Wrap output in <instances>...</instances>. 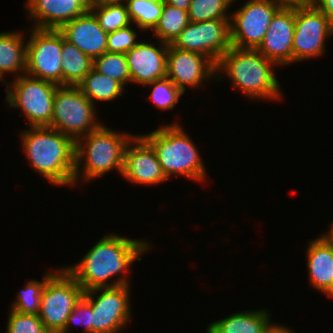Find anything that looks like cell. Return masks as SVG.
I'll list each match as a JSON object with an SVG mask.
<instances>
[{
  "label": "cell",
  "instance_id": "cell-26",
  "mask_svg": "<svg viewBox=\"0 0 333 333\" xmlns=\"http://www.w3.org/2000/svg\"><path fill=\"white\" fill-rule=\"evenodd\" d=\"M188 23V11L164 3L158 24L151 34L149 33L147 36L152 35L154 38L151 39H157L171 44Z\"/></svg>",
  "mask_w": 333,
  "mask_h": 333
},
{
  "label": "cell",
  "instance_id": "cell-28",
  "mask_svg": "<svg viewBox=\"0 0 333 333\" xmlns=\"http://www.w3.org/2000/svg\"><path fill=\"white\" fill-rule=\"evenodd\" d=\"M238 0H191L188 10L189 22L230 19L231 7Z\"/></svg>",
  "mask_w": 333,
  "mask_h": 333
},
{
  "label": "cell",
  "instance_id": "cell-17",
  "mask_svg": "<svg viewBox=\"0 0 333 333\" xmlns=\"http://www.w3.org/2000/svg\"><path fill=\"white\" fill-rule=\"evenodd\" d=\"M154 41L150 43L147 38L140 39L136 46L125 53L131 84L143 87L166 77L169 44L157 39Z\"/></svg>",
  "mask_w": 333,
  "mask_h": 333
},
{
  "label": "cell",
  "instance_id": "cell-23",
  "mask_svg": "<svg viewBox=\"0 0 333 333\" xmlns=\"http://www.w3.org/2000/svg\"><path fill=\"white\" fill-rule=\"evenodd\" d=\"M82 93L96 106L99 103H109L124 96L125 87L117 80L105 76L92 68L77 85Z\"/></svg>",
  "mask_w": 333,
  "mask_h": 333
},
{
  "label": "cell",
  "instance_id": "cell-1",
  "mask_svg": "<svg viewBox=\"0 0 333 333\" xmlns=\"http://www.w3.org/2000/svg\"><path fill=\"white\" fill-rule=\"evenodd\" d=\"M93 244L78 262L62 265L84 291L131 285L133 264L154 248L145 238L132 239L117 232H106Z\"/></svg>",
  "mask_w": 333,
  "mask_h": 333
},
{
  "label": "cell",
  "instance_id": "cell-25",
  "mask_svg": "<svg viewBox=\"0 0 333 333\" xmlns=\"http://www.w3.org/2000/svg\"><path fill=\"white\" fill-rule=\"evenodd\" d=\"M55 267V270H48L45 268L42 280L29 279L25 281L24 288L19 289L16 292V296L10 303V309L21 314L38 315L40 311L41 296L46 281L59 269ZM47 269V270H46Z\"/></svg>",
  "mask_w": 333,
  "mask_h": 333
},
{
  "label": "cell",
  "instance_id": "cell-30",
  "mask_svg": "<svg viewBox=\"0 0 333 333\" xmlns=\"http://www.w3.org/2000/svg\"><path fill=\"white\" fill-rule=\"evenodd\" d=\"M93 68L99 73L119 81L125 88L131 85L125 53L105 52L93 60Z\"/></svg>",
  "mask_w": 333,
  "mask_h": 333
},
{
  "label": "cell",
  "instance_id": "cell-31",
  "mask_svg": "<svg viewBox=\"0 0 333 333\" xmlns=\"http://www.w3.org/2000/svg\"><path fill=\"white\" fill-rule=\"evenodd\" d=\"M149 88L147 100L161 111L175 110L180 98L185 95L169 78L156 80L144 86Z\"/></svg>",
  "mask_w": 333,
  "mask_h": 333
},
{
  "label": "cell",
  "instance_id": "cell-33",
  "mask_svg": "<svg viewBox=\"0 0 333 333\" xmlns=\"http://www.w3.org/2000/svg\"><path fill=\"white\" fill-rule=\"evenodd\" d=\"M133 26V27H132ZM135 27V28H134ZM139 30V31H137ZM141 32V33H140ZM142 31L134 24L128 27L110 32L107 35V52L126 53L136 46L142 38H139ZM138 37V38H137Z\"/></svg>",
  "mask_w": 333,
  "mask_h": 333
},
{
  "label": "cell",
  "instance_id": "cell-6",
  "mask_svg": "<svg viewBox=\"0 0 333 333\" xmlns=\"http://www.w3.org/2000/svg\"><path fill=\"white\" fill-rule=\"evenodd\" d=\"M59 85L27 74L5 85V103L9 109L20 110L28 127L49 126L53 115L55 91Z\"/></svg>",
  "mask_w": 333,
  "mask_h": 333
},
{
  "label": "cell",
  "instance_id": "cell-20",
  "mask_svg": "<svg viewBox=\"0 0 333 333\" xmlns=\"http://www.w3.org/2000/svg\"><path fill=\"white\" fill-rule=\"evenodd\" d=\"M306 247L304 255L309 286L324 295L333 283V245L320 233L315 239H309Z\"/></svg>",
  "mask_w": 333,
  "mask_h": 333
},
{
  "label": "cell",
  "instance_id": "cell-5",
  "mask_svg": "<svg viewBox=\"0 0 333 333\" xmlns=\"http://www.w3.org/2000/svg\"><path fill=\"white\" fill-rule=\"evenodd\" d=\"M174 120L140 135L154 149L168 180L182 176L198 184L208 182L209 171L202 159L200 148L197 147L198 144L184 129L185 126L180 124V121Z\"/></svg>",
  "mask_w": 333,
  "mask_h": 333
},
{
  "label": "cell",
  "instance_id": "cell-40",
  "mask_svg": "<svg viewBox=\"0 0 333 333\" xmlns=\"http://www.w3.org/2000/svg\"><path fill=\"white\" fill-rule=\"evenodd\" d=\"M285 4L312 3L313 0H281Z\"/></svg>",
  "mask_w": 333,
  "mask_h": 333
},
{
  "label": "cell",
  "instance_id": "cell-2",
  "mask_svg": "<svg viewBox=\"0 0 333 333\" xmlns=\"http://www.w3.org/2000/svg\"><path fill=\"white\" fill-rule=\"evenodd\" d=\"M277 69L280 68L257 49L231 46L216 64L215 83H224L227 78L233 89L239 90L249 101L285 102Z\"/></svg>",
  "mask_w": 333,
  "mask_h": 333
},
{
  "label": "cell",
  "instance_id": "cell-8",
  "mask_svg": "<svg viewBox=\"0 0 333 333\" xmlns=\"http://www.w3.org/2000/svg\"><path fill=\"white\" fill-rule=\"evenodd\" d=\"M84 290L61 266L47 281L38 316L48 333H62Z\"/></svg>",
  "mask_w": 333,
  "mask_h": 333
},
{
  "label": "cell",
  "instance_id": "cell-9",
  "mask_svg": "<svg viewBox=\"0 0 333 333\" xmlns=\"http://www.w3.org/2000/svg\"><path fill=\"white\" fill-rule=\"evenodd\" d=\"M131 288V285H119L84 291L83 297L92 306V333H121L126 330L134 318Z\"/></svg>",
  "mask_w": 333,
  "mask_h": 333
},
{
  "label": "cell",
  "instance_id": "cell-4",
  "mask_svg": "<svg viewBox=\"0 0 333 333\" xmlns=\"http://www.w3.org/2000/svg\"><path fill=\"white\" fill-rule=\"evenodd\" d=\"M110 127L103 123L76 141L75 188L96 181L114 170L121 176L126 147L136 133Z\"/></svg>",
  "mask_w": 333,
  "mask_h": 333
},
{
  "label": "cell",
  "instance_id": "cell-24",
  "mask_svg": "<svg viewBox=\"0 0 333 333\" xmlns=\"http://www.w3.org/2000/svg\"><path fill=\"white\" fill-rule=\"evenodd\" d=\"M62 85L77 86L93 68V60L63 37Z\"/></svg>",
  "mask_w": 333,
  "mask_h": 333
},
{
  "label": "cell",
  "instance_id": "cell-11",
  "mask_svg": "<svg viewBox=\"0 0 333 333\" xmlns=\"http://www.w3.org/2000/svg\"><path fill=\"white\" fill-rule=\"evenodd\" d=\"M331 38L333 27L326 15L312 3L295 4L293 64L325 57L326 43Z\"/></svg>",
  "mask_w": 333,
  "mask_h": 333
},
{
  "label": "cell",
  "instance_id": "cell-12",
  "mask_svg": "<svg viewBox=\"0 0 333 333\" xmlns=\"http://www.w3.org/2000/svg\"><path fill=\"white\" fill-rule=\"evenodd\" d=\"M26 31L29 39L26 43L25 74L62 85V33L58 29L34 27Z\"/></svg>",
  "mask_w": 333,
  "mask_h": 333
},
{
  "label": "cell",
  "instance_id": "cell-3",
  "mask_svg": "<svg viewBox=\"0 0 333 333\" xmlns=\"http://www.w3.org/2000/svg\"><path fill=\"white\" fill-rule=\"evenodd\" d=\"M18 133L33 172L53 187H74L76 142L71 137L48 126L22 127Z\"/></svg>",
  "mask_w": 333,
  "mask_h": 333
},
{
  "label": "cell",
  "instance_id": "cell-10",
  "mask_svg": "<svg viewBox=\"0 0 333 333\" xmlns=\"http://www.w3.org/2000/svg\"><path fill=\"white\" fill-rule=\"evenodd\" d=\"M230 16L231 46L257 49L274 15L285 5L281 0H245Z\"/></svg>",
  "mask_w": 333,
  "mask_h": 333
},
{
  "label": "cell",
  "instance_id": "cell-7",
  "mask_svg": "<svg viewBox=\"0 0 333 333\" xmlns=\"http://www.w3.org/2000/svg\"><path fill=\"white\" fill-rule=\"evenodd\" d=\"M97 110L78 86L60 85L55 91L52 121L48 127L76 142L104 123L99 119Z\"/></svg>",
  "mask_w": 333,
  "mask_h": 333
},
{
  "label": "cell",
  "instance_id": "cell-16",
  "mask_svg": "<svg viewBox=\"0 0 333 333\" xmlns=\"http://www.w3.org/2000/svg\"><path fill=\"white\" fill-rule=\"evenodd\" d=\"M295 28V4H285L273 17L257 50L278 67L293 64L292 42Z\"/></svg>",
  "mask_w": 333,
  "mask_h": 333
},
{
  "label": "cell",
  "instance_id": "cell-22",
  "mask_svg": "<svg viewBox=\"0 0 333 333\" xmlns=\"http://www.w3.org/2000/svg\"><path fill=\"white\" fill-rule=\"evenodd\" d=\"M269 308L241 310L227 317L214 320L206 327L205 333H264L272 320Z\"/></svg>",
  "mask_w": 333,
  "mask_h": 333
},
{
  "label": "cell",
  "instance_id": "cell-19",
  "mask_svg": "<svg viewBox=\"0 0 333 333\" xmlns=\"http://www.w3.org/2000/svg\"><path fill=\"white\" fill-rule=\"evenodd\" d=\"M58 30L65 40L74 44L92 60L107 52L108 33L99 25L90 10L63 24Z\"/></svg>",
  "mask_w": 333,
  "mask_h": 333
},
{
  "label": "cell",
  "instance_id": "cell-41",
  "mask_svg": "<svg viewBox=\"0 0 333 333\" xmlns=\"http://www.w3.org/2000/svg\"><path fill=\"white\" fill-rule=\"evenodd\" d=\"M324 295H326L325 297L329 298L330 300L333 299V283L329 288V290Z\"/></svg>",
  "mask_w": 333,
  "mask_h": 333
},
{
  "label": "cell",
  "instance_id": "cell-35",
  "mask_svg": "<svg viewBox=\"0 0 333 333\" xmlns=\"http://www.w3.org/2000/svg\"><path fill=\"white\" fill-rule=\"evenodd\" d=\"M312 4L328 17L333 27V0H313Z\"/></svg>",
  "mask_w": 333,
  "mask_h": 333
},
{
  "label": "cell",
  "instance_id": "cell-15",
  "mask_svg": "<svg viewBox=\"0 0 333 333\" xmlns=\"http://www.w3.org/2000/svg\"><path fill=\"white\" fill-rule=\"evenodd\" d=\"M121 178L131 186L146 187L168 181L154 149L140 134H136L126 147Z\"/></svg>",
  "mask_w": 333,
  "mask_h": 333
},
{
  "label": "cell",
  "instance_id": "cell-29",
  "mask_svg": "<svg viewBox=\"0 0 333 333\" xmlns=\"http://www.w3.org/2000/svg\"><path fill=\"white\" fill-rule=\"evenodd\" d=\"M105 32L110 33L132 24L125 3L91 6L89 9Z\"/></svg>",
  "mask_w": 333,
  "mask_h": 333
},
{
  "label": "cell",
  "instance_id": "cell-37",
  "mask_svg": "<svg viewBox=\"0 0 333 333\" xmlns=\"http://www.w3.org/2000/svg\"><path fill=\"white\" fill-rule=\"evenodd\" d=\"M163 1H164V3L170 4L179 9L188 11L191 0H163Z\"/></svg>",
  "mask_w": 333,
  "mask_h": 333
},
{
  "label": "cell",
  "instance_id": "cell-18",
  "mask_svg": "<svg viewBox=\"0 0 333 333\" xmlns=\"http://www.w3.org/2000/svg\"><path fill=\"white\" fill-rule=\"evenodd\" d=\"M24 12L30 27L59 29L63 24L86 13L90 0H25ZM27 16V17H26Z\"/></svg>",
  "mask_w": 333,
  "mask_h": 333
},
{
  "label": "cell",
  "instance_id": "cell-39",
  "mask_svg": "<svg viewBox=\"0 0 333 333\" xmlns=\"http://www.w3.org/2000/svg\"><path fill=\"white\" fill-rule=\"evenodd\" d=\"M331 225L328 226L329 229H327V232H324L321 234L330 244L333 245V221L330 223Z\"/></svg>",
  "mask_w": 333,
  "mask_h": 333
},
{
  "label": "cell",
  "instance_id": "cell-36",
  "mask_svg": "<svg viewBox=\"0 0 333 333\" xmlns=\"http://www.w3.org/2000/svg\"><path fill=\"white\" fill-rule=\"evenodd\" d=\"M291 326H287L284 324L275 323L273 321L268 328L265 330L264 333H296Z\"/></svg>",
  "mask_w": 333,
  "mask_h": 333
},
{
  "label": "cell",
  "instance_id": "cell-13",
  "mask_svg": "<svg viewBox=\"0 0 333 333\" xmlns=\"http://www.w3.org/2000/svg\"><path fill=\"white\" fill-rule=\"evenodd\" d=\"M171 45L205 55L216 65L231 47L230 19L189 22Z\"/></svg>",
  "mask_w": 333,
  "mask_h": 333
},
{
  "label": "cell",
  "instance_id": "cell-27",
  "mask_svg": "<svg viewBox=\"0 0 333 333\" xmlns=\"http://www.w3.org/2000/svg\"><path fill=\"white\" fill-rule=\"evenodd\" d=\"M130 20L142 32L151 33L159 22L163 0H126Z\"/></svg>",
  "mask_w": 333,
  "mask_h": 333
},
{
  "label": "cell",
  "instance_id": "cell-34",
  "mask_svg": "<svg viewBox=\"0 0 333 333\" xmlns=\"http://www.w3.org/2000/svg\"><path fill=\"white\" fill-rule=\"evenodd\" d=\"M91 313V304L82 297L70 313L66 327L62 333H72L71 329L73 327L75 329L76 325L81 326V328L83 327V330L81 332L79 330V333H92Z\"/></svg>",
  "mask_w": 333,
  "mask_h": 333
},
{
  "label": "cell",
  "instance_id": "cell-38",
  "mask_svg": "<svg viewBox=\"0 0 333 333\" xmlns=\"http://www.w3.org/2000/svg\"><path fill=\"white\" fill-rule=\"evenodd\" d=\"M126 0H90L91 6H99L103 4L124 3Z\"/></svg>",
  "mask_w": 333,
  "mask_h": 333
},
{
  "label": "cell",
  "instance_id": "cell-32",
  "mask_svg": "<svg viewBox=\"0 0 333 333\" xmlns=\"http://www.w3.org/2000/svg\"><path fill=\"white\" fill-rule=\"evenodd\" d=\"M8 312L5 333H48L38 315Z\"/></svg>",
  "mask_w": 333,
  "mask_h": 333
},
{
  "label": "cell",
  "instance_id": "cell-14",
  "mask_svg": "<svg viewBox=\"0 0 333 333\" xmlns=\"http://www.w3.org/2000/svg\"><path fill=\"white\" fill-rule=\"evenodd\" d=\"M215 70L216 65L205 55L168 45L166 77L184 94L188 88L200 91L202 88L204 90L210 81L215 83Z\"/></svg>",
  "mask_w": 333,
  "mask_h": 333
},
{
  "label": "cell",
  "instance_id": "cell-21",
  "mask_svg": "<svg viewBox=\"0 0 333 333\" xmlns=\"http://www.w3.org/2000/svg\"><path fill=\"white\" fill-rule=\"evenodd\" d=\"M25 30L0 32V82L6 85L11 80L25 74L26 43ZM6 75V76H5ZM9 75V76H8Z\"/></svg>",
  "mask_w": 333,
  "mask_h": 333
}]
</instances>
